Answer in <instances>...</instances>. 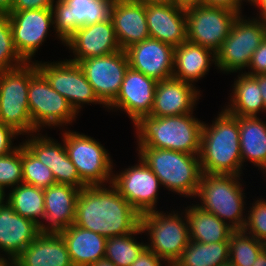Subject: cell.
Here are the masks:
<instances>
[{"mask_svg": "<svg viewBox=\"0 0 266 266\" xmlns=\"http://www.w3.org/2000/svg\"><path fill=\"white\" fill-rule=\"evenodd\" d=\"M55 0H13L10 11L52 8Z\"/></svg>", "mask_w": 266, "mask_h": 266, "instance_id": "obj_42", "label": "cell"}, {"mask_svg": "<svg viewBox=\"0 0 266 266\" xmlns=\"http://www.w3.org/2000/svg\"><path fill=\"white\" fill-rule=\"evenodd\" d=\"M66 243L73 266H90L105 258L107 238L75 224L59 232Z\"/></svg>", "mask_w": 266, "mask_h": 266, "instance_id": "obj_28", "label": "cell"}, {"mask_svg": "<svg viewBox=\"0 0 266 266\" xmlns=\"http://www.w3.org/2000/svg\"><path fill=\"white\" fill-rule=\"evenodd\" d=\"M174 4L183 8L201 4V0H174Z\"/></svg>", "mask_w": 266, "mask_h": 266, "instance_id": "obj_47", "label": "cell"}, {"mask_svg": "<svg viewBox=\"0 0 266 266\" xmlns=\"http://www.w3.org/2000/svg\"><path fill=\"white\" fill-rule=\"evenodd\" d=\"M256 78V81L258 82L259 88L261 90V96L264 101L265 105V112H266V74H257L254 75Z\"/></svg>", "mask_w": 266, "mask_h": 266, "instance_id": "obj_45", "label": "cell"}, {"mask_svg": "<svg viewBox=\"0 0 266 266\" xmlns=\"http://www.w3.org/2000/svg\"><path fill=\"white\" fill-rule=\"evenodd\" d=\"M242 165L249 161L266 175V121L258 116H236ZM265 172V173H264Z\"/></svg>", "mask_w": 266, "mask_h": 266, "instance_id": "obj_29", "label": "cell"}, {"mask_svg": "<svg viewBox=\"0 0 266 266\" xmlns=\"http://www.w3.org/2000/svg\"><path fill=\"white\" fill-rule=\"evenodd\" d=\"M90 266H116V265L113 264L111 261L104 258V259H101V260L95 262L94 264H92Z\"/></svg>", "mask_w": 266, "mask_h": 266, "instance_id": "obj_51", "label": "cell"}, {"mask_svg": "<svg viewBox=\"0 0 266 266\" xmlns=\"http://www.w3.org/2000/svg\"><path fill=\"white\" fill-rule=\"evenodd\" d=\"M252 266H266V249L264 248L257 256Z\"/></svg>", "mask_w": 266, "mask_h": 266, "instance_id": "obj_48", "label": "cell"}, {"mask_svg": "<svg viewBox=\"0 0 266 266\" xmlns=\"http://www.w3.org/2000/svg\"><path fill=\"white\" fill-rule=\"evenodd\" d=\"M40 234V226L33 220L15 213L8 202L0 207V256L2 258L6 259L7 256V259H15Z\"/></svg>", "mask_w": 266, "mask_h": 266, "instance_id": "obj_23", "label": "cell"}, {"mask_svg": "<svg viewBox=\"0 0 266 266\" xmlns=\"http://www.w3.org/2000/svg\"><path fill=\"white\" fill-rule=\"evenodd\" d=\"M201 96L199 89L182 80L157 81L150 116L166 117L193 113Z\"/></svg>", "mask_w": 266, "mask_h": 266, "instance_id": "obj_21", "label": "cell"}, {"mask_svg": "<svg viewBox=\"0 0 266 266\" xmlns=\"http://www.w3.org/2000/svg\"><path fill=\"white\" fill-rule=\"evenodd\" d=\"M113 0H56L53 4V31L62 44L83 26L110 18Z\"/></svg>", "mask_w": 266, "mask_h": 266, "instance_id": "obj_13", "label": "cell"}, {"mask_svg": "<svg viewBox=\"0 0 266 266\" xmlns=\"http://www.w3.org/2000/svg\"><path fill=\"white\" fill-rule=\"evenodd\" d=\"M175 47L154 38H147L125 49L129 67L162 81L173 78Z\"/></svg>", "mask_w": 266, "mask_h": 266, "instance_id": "obj_18", "label": "cell"}, {"mask_svg": "<svg viewBox=\"0 0 266 266\" xmlns=\"http://www.w3.org/2000/svg\"><path fill=\"white\" fill-rule=\"evenodd\" d=\"M64 46L72 51L74 57L68 60L74 63L121 50L110 18L80 27Z\"/></svg>", "mask_w": 266, "mask_h": 266, "instance_id": "obj_20", "label": "cell"}, {"mask_svg": "<svg viewBox=\"0 0 266 266\" xmlns=\"http://www.w3.org/2000/svg\"><path fill=\"white\" fill-rule=\"evenodd\" d=\"M229 262V242L190 241L173 266H221Z\"/></svg>", "mask_w": 266, "mask_h": 266, "instance_id": "obj_33", "label": "cell"}, {"mask_svg": "<svg viewBox=\"0 0 266 266\" xmlns=\"http://www.w3.org/2000/svg\"><path fill=\"white\" fill-rule=\"evenodd\" d=\"M110 19L121 50L149 38L146 5L136 0H113Z\"/></svg>", "mask_w": 266, "mask_h": 266, "instance_id": "obj_22", "label": "cell"}, {"mask_svg": "<svg viewBox=\"0 0 266 266\" xmlns=\"http://www.w3.org/2000/svg\"><path fill=\"white\" fill-rule=\"evenodd\" d=\"M137 150L162 187L181 197L195 198L202 174L199 155L149 147H138Z\"/></svg>", "mask_w": 266, "mask_h": 266, "instance_id": "obj_4", "label": "cell"}, {"mask_svg": "<svg viewBox=\"0 0 266 266\" xmlns=\"http://www.w3.org/2000/svg\"><path fill=\"white\" fill-rule=\"evenodd\" d=\"M28 104L33 126L39 132L44 126L55 129L70 125L78 116L69 101L51 87L35 62L30 63Z\"/></svg>", "mask_w": 266, "mask_h": 266, "instance_id": "obj_7", "label": "cell"}, {"mask_svg": "<svg viewBox=\"0 0 266 266\" xmlns=\"http://www.w3.org/2000/svg\"><path fill=\"white\" fill-rule=\"evenodd\" d=\"M185 208L190 241L200 243L229 242L230 236L235 230L228 224L195 204Z\"/></svg>", "mask_w": 266, "mask_h": 266, "instance_id": "obj_30", "label": "cell"}, {"mask_svg": "<svg viewBox=\"0 0 266 266\" xmlns=\"http://www.w3.org/2000/svg\"><path fill=\"white\" fill-rule=\"evenodd\" d=\"M163 264L171 266L167 261L158 257L146 247L130 266H162Z\"/></svg>", "mask_w": 266, "mask_h": 266, "instance_id": "obj_43", "label": "cell"}, {"mask_svg": "<svg viewBox=\"0 0 266 266\" xmlns=\"http://www.w3.org/2000/svg\"><path fill=\"white\" fill-rule=\"evenodd\" d=\"M238 15L228 37L215 53L217 69L224 73H237L248 69L254 51L266 37L263 21ZM242 70V71H241Z\"/></svg>", "mask_w": 266, "mask_h": 266, "instance_id": "obj_8", "label": "cell"}, {"mask_svg": "<svg viewBox=\"0 0 266 266\" xmlns=\"http://www.w3.org/2000/svg\"><path fill=\"white\" fill-rule=\"evenodd\" d=\"M144 233L141 226L134 232L107 238L105 259L116 266H130L146 248V243L137 242L134 235Z\"/></svg>", "mask_w": 266, "mask_h": 266, "instance_id": "obj_34", "label": "cell"}, {"mask_svg": "<svg viewBox=\"0 0 266 266\" xmlns=\"http://www.w3.org/2000/svg\"><path fill=\"white\" fill-rule=\"evenodd\" d=\"M26 63L15 48L9 13H0V71L15 70Z\"/></svg>", "mask_w": 266, "mask_h": 266, "instance_id": "obj_37", "label": "cell"}, {"mask_svg": "<svg viewBox=\"0 0 266 266\" xmlns=\"http://www.w3.org/2000/svg\"><path fill=\"white\" fill-rule=\"evenodd\" d=\"M264 27L266 28V16L262 19Z\"/></svg>", "mask_w": 266, "mask_h": 266, "instance_id": "obj_55", "label": "cell"}, {"mask_svg": "<svg viewBox=\"0 0 266 266\" xmlns=\"http://www.w3.org/2000/svg\"><path fill=\"white\" fill-rule=\"evenodd\" d=\"M112 176V185L140 214L156 211L159 178L139 157L138 163Z\"/></svg>", "mask_w": 266, "mask_h": 266, "instance_id": "obj_15", "label": "cell"}, {"mask_svg": "<svg viewBox=\"0 0 266 266\" xmlns=\"http://www.w3.org/2000/svg\"><path fill=\"white\" fill-rule=\"evenodd\" d=\"M136 1L142 2L145 5H147V4H157V3H160V4H174V0H136Z\"/></svg>", "mask_w": 266, "mask_h": 266, "instance_id": "obj_50", "label": "cell"}, {"mask_svg": "<svg viewBox=\"0 0 266 266\" xmlns=\"http://www.w3.org/2000/svg\"><path fill=\"white\" fill-rule=\"evenodd\" d=\"M250 4L259 10L256 18L259 16L258 19L262 20L266 16V0H252Z\"/></svg>", "mask_w": 266, "mask_h": 266, "instance_id": "obj_46", "label": "cell"}, {"mask_svg": "<svg viewBox=\"0 0 266 266\" xmlns=\"http://www.w3.org/2000/svg\"><path fill=\"white\" fill-rule=\"evenodd\" d=\"M203 123L193 113L166 117L141 116L134 123L138 147L199 155Z\"/></svg>", "mask_w": 266, "mask_h": 266, "instance_id": "obj_3", "label": "cell"}, {"mask_svg": "<svg viewBox=\"0 0 266 266\" xmlns=\"http://www.w3.org/2000/svg\"><path fill=\"white\" fill-rule=\"evenodd\" d=\"M248 69H250V72L249 70L244 72L252 76L266 74V37L254 51Z\"/></svg>", "mask_w": 266, "mask_h": 266, "instance_id": "obj_40", "label": "cell"}, {"mask_svg": "<svg viewBox=\"0 0 266 266\" xmlns=\"http://www.w3.org/2000/svg\"><path fill=\"white\" fill-rule=\"evenodd\" d=\"M10 189L7 193V202L15 213L33 220L39 226L44 223V189L24 183Z\"/></svg>", "mask_w": 266, "mask_h": 266, "instance_id": "obj_32", "label": "cell"}, {"mask_svg": "<svg viewBox=\"0 0 266 266\" xmlns=\"http://www.w3.org/2000/svg\"><path fill=\"white\" fill-rule=\"evenodd\" d=\"M156 85L155 79L129 67L118 96L107 108L124 111L134 124L141 116L150 115Z\"/></svg>", "mask_w": 266, "mask_h": 266, "instance_id": "obj_19", "label": "cell"}, {"mask_svg": "<svg viewBox=\"0 0 266 266\" xmlns=\"http://www.w3.org/2000/svg\"><path fill=\"white\" fill-rule=\"evenodd\" d=\"M199 161L202 173L242 176L240 133L236 116L222 109L210 126L203 123Z\"/></svg>", "mask_w": 266, "mask_h": 266, "instance_id": "obj_2", "label": "cell"}, {"mask_svg": "<svg viewBox=\"0 0 266 266\" xmlns=\"http://www.w3.org/2000/svg\"><path fill=\"white\" fill-rule=\"evenodd\" d=\"M5 193V189L0 187V207L7 202V195Z\"/></svg>", "mask_w": 266, "mask_h": 266, "instance_id": "obj_53", "label": "cell"}, {"mask_svg": "<svg viewBox=\"0 0 266 266\" xmlns=\"http://www.w3.org/2000/svg\"><path fill=\"white\" fill-rule=\"evenodd\" d=\"M0 266H17V263L15 259L2 258L0 260Z\"/></svg>", "mask_w": 266, "mask_h": 266, "instance_id": "obj_52", "label": "cell"}, {"mask_svg": "<svg viewBox=\"0 0 266 266\" xmlns=\"http://www.w3.org/2000/svg\"><path fill=\"white\" fill-rule=\"evenodd\" d=\"M187 41L216 53L228 37L240 12L223 6L196 5L185 8Z\"/></svg>", "mask_w": 266, "mask_h": 266, "instance_id": "obj_11", "label": "cell"}, {"mask_svg": "<svg viewBox=\"0 0 266 266\" xmlns=\"http://www.w3.org/2000/svg\"><path fill=\"white\" fill-rule=\"evenodd\" d=\"M175 212L176 210L171 213L167 211L166 214L156 210L140 215V226L143 232H147L150 240L146 247L171 266L181 257L190 242L185 213Z\"/></svg>", "mask_w": 266, "mask_h": 266, "instance_id": "obj_6", "label": "cell"}, {"mask_svg": "<svg viewBox=\"0 0 266 266\" xmlns=\"http://www.w3.org/2000/svg\"><path fill=\"white\" fill-rule=\"evenodd\" d=\"M8 13L17 52L27 63L34 62L31 59L46 41L53 26L52 9H29Z\"/></svg>", "mask_w": 266, "mask_h": 266, "instance_id": "obj_16", "label": "cell"}, {"mask_svg": "<svg viewBox=\"0 0 266 266\" xmlns=\"http://www.w3.org/2000/svg\"><path fill=\"white\" fill-rule=\"evenodd\" d=\"M99 100L107 107L118 96L129 62L125 50L77 62Z\"/></svg>", "mask_w": 266, "mask_h": 266, "instance_id": "obj_14", "label": "cell"}, {"mask_svg": "<svg viewBox=\"0 0 266 266\" xmlns=\"http://www.w3.org/2000/svg\"><path fill=\"white\" fill-rule=\"evenodd\" d=\"M20 135L16 132L12 127L4 125L0 121V156H5L14 150H16L19 146H13L12 139H15L16 136Z\"/></svg>", "mask_w": 266, "mask_h": 266, "instance_id": "obj_41", "label": "cell"}, {"mask_svg": "<svg viewBox=\"0 0 266 266\" xmlns=\"http://www.w3.org/2000/svg\"><path fill=\"white\" fill-rule=\"evenodd\" d=\"M216 63L215 53L201 45L186 41L174 49L173 78L194 85Z\"/></svg>", "mask_w": 266, "mask_h": 266, "instance_id": "obj_27", "label": "cell"}, {"mask_svg": "<svg viewBox=\"0 0 266 266\" xmlns=\"http://www.w3.org/2000/svg\"><path fill=\"white\" fill-rule=\"evenodd\" d=\"M23 183L22 143L13 152L0 156V187L7 189Z\"/></svg>", "mask_w": 266, "mask_h": 266, "instance_id": "obj_38", "label": "cell"}, {"mask_svg": "<svg viewBox=\"0 0 266 266\" xmlns=\"http://www.w3.org/2000/svg\"><path fill=\"white\" fill-rule=\"evenodd\" d=\"M15 260L17 266H73L59 233H41Z\"/></svg>", "mask_w": 266, "mask_h": 266, "instance_id": "obj_26", "label": "cell"}, {"mask_svg": "<svg viewBox=\"0 0 266 266\" xmlns=\"http://www.w3.org/2000/svg\"><path fill=\"white\" fill-rule=\"evenodd\" d=\"M64 146L81 180L87 186L112 183L113 160L99 141L76 131L65 130Z\"/></svg>", "mask_w": 266, "mask_h": 266, "instance_id": "obj_10", "label": "cell"}, {"mask_svg": "<svg viewBox=\"0 0 266 266\" xmlns=\"http://www.w3.org/2000/svg\"><path fill=\"white\" fill-rule=\"evenodd\" d=\"M30 63L0 71V121L20 135L37 133L29 112Z\"/></svg>", "mask_w": 266, "mask_h": 266, "instance_id": "obj_9", "label": "cell"}, {"mask_svg": "<svg viewBox=\"0 0 266 266\" xmlns=\"http://www.w3.org/2000/svg\"><path fill=\"white\" fill-rule=\"evenodd\" d=\"M22 176L24 184L41 189H46L56 184L51 169L38 160L23 144Z\"/></svg>", "mask_w": 266, "mask_h": 266, "instance_id": "obj_36", "label": "cell"}, {"mask_svg": "<svg viewBox=\"0 0 266 266\" xmlns=\"http://www.w3.org/2000/svg\"><path fill=\"white\" fill-rule=\"evenodd\" d=\"M13 5V0H0V13H8Z\"/></svg>", "mask_w": 266, "mask_h": 266, "instance_id": "obj_49", "label": "cell"}, {"mask_svg": "<svg viewBox=\"0 0 266 266\" xmlns=\"http://www.w3.org/2000/svg\"><path fill=\"white\" fill-rule=\"evenodd\" d=\"M242 1L243 0H201V4L206 6H223L242 13Z\"/></svg>", "mask_w": 266, "mask_h": 266, "instance_id": "obj_44", "label": "cell"}, {"mask_svg": "<svg viewBox=\"0 0 266 266\" xmlns=\"http://www.w3.org/2000/svg\"><path fill=\"white\" fill-rule=\"evenodd\" d=\"M34 61L51 87L66 98L77 113L80 112L79 110L84 104H102L103 107H106L96 96L78 63L68 59L60 62Z\"/></svg>", "mask_w": 266, "mask_h": 266, "instance_id": "obj_12", "label": "cell"}, {"mask_svg": "<svg viewBox=\"0 0 266 266\" xmlns=\"http://www.w3.org/2000/svg\"><path fill=\"white\" fill-rule=\"evenodd\" d=\"M244 1H245L246 3H247V2H249V3H250L252 0H247V1H246V0H243V2H244Z\"/></svg>", "mask_w": 266, "mask_h": 266, "instance_id": "obj_56", "label": "cell"}, {"mask_svg": "<svg viewBox=\"0 0 266 266\" xmlns=\"http://www.w3.org/2000/svg\"><path fill=\"white\" fill-rule=\"evenodd\" d=\"M264 243L243 230H235L229 239V262L235 266H252Z\"/></svg>", "mask_w": 266, "mask_h": 266, "instance_id": "obj_35", "label": "cell"}, {"mask_svg": "<svg viewBox=\"0 0 266 266\" xmlns=\"http://www.w3.org/2000/svg\"><path fill=\"white\" fill-rule=\"evenodd\" d=\"M221 266H235V265H233L231 262H226V263H224V264L221 265Z\"/></svg>", "mask_w": 266, "mask_h": 266, "instance_id": "obj_54", "label": "cell"}, {"mask_svg": "<svg viewBox=\"0 0 266 266\" xmlns=\"http://www.w3.org/2000/svg\"><path fill=\"white\" fill-rule=\"evenodd\" d=\"M241 176L202 173L197 194L201 209L213 213L234 230H243L246 222L244 189ZM198 203V204H197ZM245 216H244V215Z\"/></svg>", "mask_w": 266, "mask_h": 266, "instance_id": "obj_5", "label": "cell"}, {"mask_svg": "<svg viewBox=\"0 0 266 266\" xmlns=\"http://www.w3.org/2000/svg\"><path fill=\"white\" fill-rule=\"evenodd\" d=\"M250 211H247L243 231L254 236L262 243H266V200L261 198L253 201Z\"/></svg>", "mask_w": 266, "mask_h": 266, "instance_id": "obj_39", "label": "cell"}, {"mask_svg": "<svg viewBox=\"0 0 266 266\" xmlns=\"http://www.w3.org/2000/svg\"><path fill=\"white\" fill-rule=\"evenodd\" d=\"M149 37L174 47L187 41L185 8L175 4H147Z\"/></svg>", "mask_w": 266, "mask_h": 266, "instance_id": "obj_24", "label": "cell"}, {"mask_svg": "<svg viewBox=\"0 0 266 266\" xmlns=\"http://www.w3.org/2000/svg\"><path fill=\"white\" fill-rule=\"evenodd\" d=\"M80 188L68 184H54L44 189L45 219L41 233H59L74 224L76 201Z\"/></svg>", "mask_w": 266, "mask_h": 266, "instance_id": "obj_25", "label": "cell"}, {"mask_svg": "<svg viewBox=\"0 0 266 266\" xmlns=\"http://www.w3.org/2000/svg\"><path fill=\"white\" fill-rule=\"evenodd\" d=\"M230 93V102L224 109L234 116H259L265 113L261 90L255 76L239 73Z\"/></svg>", "mask_w": 266, "mask_h": 266, "instance_id": "obj_31", "label": "cell"}, {"mask_svg": "<svg viewBox=\"0 0 266 266\" xmlns=\"http://www.w3.org/2000/svg\"><path fill=\"white\" fill-rule=\"evenodd\" d=\"M37 134V135H36ZM30 134L22 144L43 164L49 167L53 173L56 184H68L77 188H84L87 185L81 180L75 165L68 157L63 145L41 133ZM36 135V136H35ZM40 135V136H39Z\"/></svg>", "mask_w": 266, "mask_h": 266, "instance_id": "obj_17", "label": "cell"}, {"mask_svg": "<svg viewBox=\"0 0 266 266\" xmlns=\"http://www.w3.org/2000/svg\"><path fill=\"white\" fill-rule=\"evenodd\" d=\"M74 224L111 238L134 232L140 214L112 184L87 186L80 189Z\"/></svg>", "mask_w": 266, "mask_h": 266, "instance_id": "obj_1", "label": "cell"}]
</instances>
